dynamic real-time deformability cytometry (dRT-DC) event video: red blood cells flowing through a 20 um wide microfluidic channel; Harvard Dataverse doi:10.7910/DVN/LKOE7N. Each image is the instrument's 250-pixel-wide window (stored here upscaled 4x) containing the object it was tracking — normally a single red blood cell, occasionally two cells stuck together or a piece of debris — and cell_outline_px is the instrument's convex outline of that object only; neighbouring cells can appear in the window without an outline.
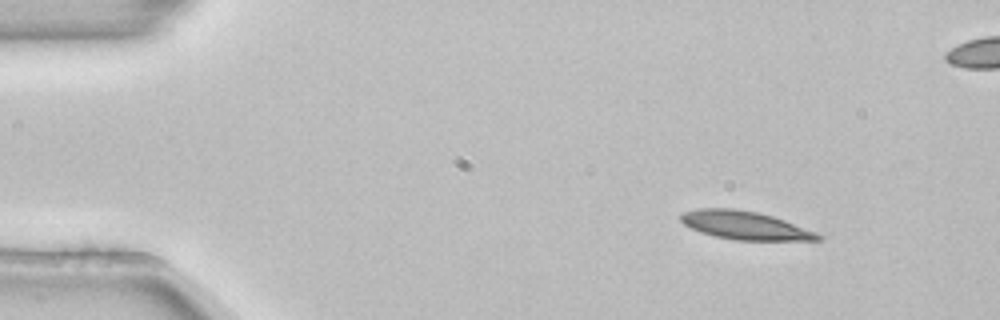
{"species": "common noctule bat (a hibernating species)", "species_latin": "Nyctalus noctula", "temperature_condition": "room temperature", "stored_images_in_passage": 3, "camera_frame_rate_fps": 3000, "um_per_image_px": 0.085, "animal": {"sex": "female", "body_mass_g": 22.7, "forearm_length_mm": 54.2}, "frame": {"image": 1, "passage_image": 1, "time_ms": 0.0, "image_size_px": [1000, 320], "cell_outline_px": [[824, 236], [820, 240], [736, 240], [716, 236], [700, 232], [684, 224], [680, 220], [680, 216], [684, 212], [696, 208], [732, 208], [756, 212], [772, 216], [784, 220], [816, 232]], "centroid_in_image_um": [63.31, 19.15], "position_along_channel_um": 21.7, "area_um2": 22.43}}